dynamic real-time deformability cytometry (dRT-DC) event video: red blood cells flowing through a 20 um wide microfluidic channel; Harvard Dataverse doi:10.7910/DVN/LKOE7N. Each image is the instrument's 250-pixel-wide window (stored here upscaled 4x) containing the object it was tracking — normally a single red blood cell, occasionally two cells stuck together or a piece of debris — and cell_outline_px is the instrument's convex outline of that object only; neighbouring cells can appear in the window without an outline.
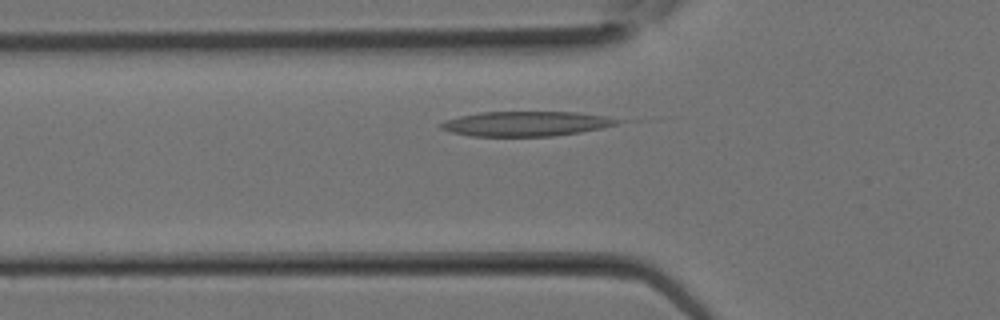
{"species": "Egyptian fruit bat (a non-hibernating species)", "species_latin": "Rousettus aegyptiacus", "temperature_condition": "room temperature", "stored_images_in_passage": 11, "camera_frame_rate_fps": 3000, "um_per_image_px": 0.085, "animal": {"sex": "female"}, "frame": {"image": 1, "passage_image": 3, "time_ms": 0.667, "image_size_px": [1000, 320], "cell_outline_px": [[620, 120], [616, 124], [600, 128], [580, 132], [552, 136], [472, 136], [452, 132], [440, 128], [440, 124], [444, 120], [460, 116], [480, 112], [576, 112], [604, 116]], "centroid_in_image_um": [44.66, 10.51], "position_along_channel_um": 81.1, "area_um2": 25.2}}
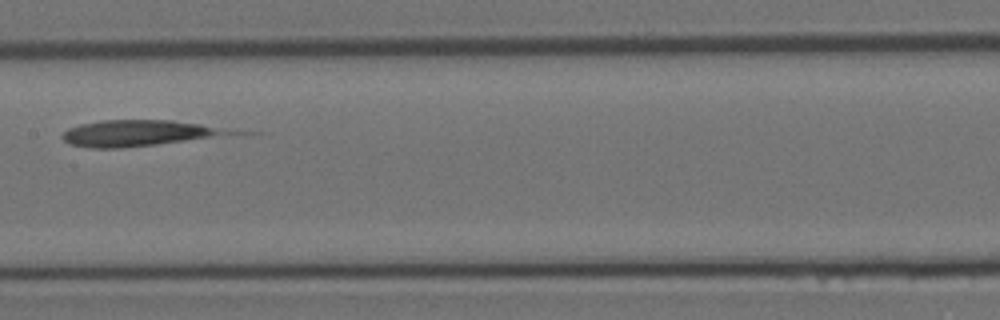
{"frame": {"image": 2, "passage_image": 8, "time_ms": 2.333, "image_size_px": [1000, 320], "cell_outline_px": [[264, 132], [120, 148], [92, 148], [72, 144], [64, 140], [60, 136], [68, 128], [80, 124], [100, 120], [172, 120]], "centroid_in_image_um": [12.13, 11.3], "position_along_channel_um": 195.3, "area_um2": 26.53}}
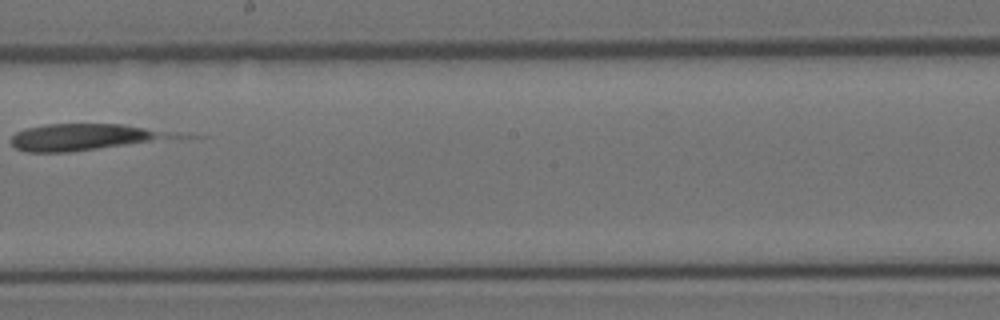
{"frame": {"image": 3, "passage_image": 10, "time_ms": 3.0, "image_size_px": [1000, 320], "cell_outline_px": [[208, 136], [72, 152], [28, 152], [16, 148], [12, 144], [12, 136], [16, 132], [24, 128], [44, 124], [124, 124]], "centroid_in_image_um": [7.6, 11.65], "position_along_channel_um": 240.6, "area_um2": 26.88}}